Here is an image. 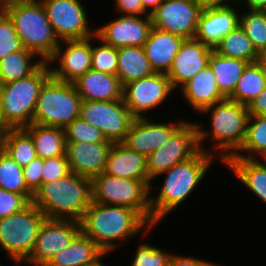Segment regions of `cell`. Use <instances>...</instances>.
<instances>
[{
	"instance_id": "74e56055",
	"label": "cell",
	"mask_w": 266,
	"mask_h": 266,
	"mask_svg": "<svg viewBox=\"0 0 266 266\" xmlns=\"http://www.w3.org/2000/svg\"><path fill=\"white\" fill-rule=\"evenodd\" d=\"M117 62H118V48L106 45L99 38H97L96 35L93 36L91 69L102 73H107L110 75H117V70H118Z\"/></svg>"
},
{
	"instance_id": "7402d4cb",
	"label": "cell",
	"mask_w": 266,
	"mask_h": 266,
	"mask_svg": "<svg viewBox=\"0 0 266 266\" xmlns=\"http://www.w3.org/2000/svg\"><path fill=\"white\" fill-rule=\"evenodd\" d=\"M179 91V95L186 101V105L192 108L194 114H199L203 109L227 99L220 92L215 74L209 65L199 71Z\"/></svg>"
},
{
	"instance_id": "8992f818",
	"label": "cell",
	"mask_w": 266,
	"mask_h": 266,
	"mask_svg": "<svg viewBox=\"0 0 266 266\" xmlns=\"http://www.w3.org/2000/svg\"><path fill=\"white\" fill-rule=\"evenodd\" d=\"M50 77V66L48 62H43L28 77L1 84L0 108L10 128H24L32 124L37 97Z\"/></svg>"
},
{
	"instance_id": "52a82bcc",
	"label": "cell",
	"mask_w": 266,
	"mask_h": 266,
	"mask_svg": "<svg viewBox=\"0 0 266 266\" xmlns=\"http://www.w3.org/2000/svg\"><path fill=\"white\" fill-rule=\"evenodd\" d=\"M82 99L73 83L52 76L43 84L34 107L32 123L65 128L80 117Z\"/></svg>"
},
{
	"instance_id": "d4e9b609",
	"label": "cell",
	"mask_w": 266,
	"mask_h": 266,
	"mask_svg": "<svg viewBox=\"0 0 266 266\" xmlns=\"http://www.w3.org/2000/svg\"><path fill=\"white\" fill-rule=\"evenodd\" d=\"M103 173L120 178L150 181L147 175L146 156L129 149L122 142L113 143Z\"/></svg>"
},
{
	"instance_id": "4fadbf2b",
	"label": "cell",
	"mask_w": 266,
	"mask_h": 266,
	"mask_svg": "<svg viewBox=\"0 0 266 266\" xmlns=\"http://www.w3.org/2000/svg\"><path fill=\"white\" fill-rule=\"evenodd\" d=\"M80 117L102 131L113 143L123 142L135 119L123 99L116 101H85L80 105Z\"/></svg>"
},
{
	"instance_id": "d6a6232c",
	"label": "cell",
	"mask_w": 266,
	"mask_h": 266,
	"mask_svg": "<svg viewBox=\"0 0 266 266\" xmlns=\"http://www.w3.org/2000/svg\"><path fill=\"white\" fill-rule=\"evenodd\" d=\"M213 50L221 56L239 58L249 63L255 62L258 55L251 40L240 25L223 37Z\"/></svg>"
},
{
	"instance_id": "ba28073f",
	"label": "cell",
	"mask_w": 266,
	"mask_h": 266,
	"mask_svg": "<svg viewBox=\"0 0 266 266\" xmlns=\"http://www.w3.org/2000/svg\"><path fill=\"white\" fill-rule=\"evenodd\" d=\"M151 184L101 173L91 179L92 202L131 208L151 225Z\"/></svg>"
},
{
	"instance_id": "1f68e13d",
	"label": "cell",
	"mask_w": 266,
	"mask_h": 266,
	"mask_svg": "<svg viewBox=\"0 0 266 266\" xmlns=\"http://www.w3.org/2000/svg\"><path fill=\"white\" fill-rule=\"evenodd\" d=\"M265 88L266 72L257 61L250 62L227 99L248 106Z\"/></svg>"
},
{
	"instance_id": "9c48e42d",
	"label": "cell",
	"mask_w": 266,
	"mask_h": 266,
	"mask_svg": "<svg viewBox=\"0 0 266 266\" xmlns=\"http://www.w3.org/2000/svg\"><path fill=\"white\" fill-rule=\"evenodd\" d=\"M45 219L32 202L21 211L0 219V249L6 252L7 260L24 262L31 255Z\"/></svg>"
},
{
	"instance_id": "7dc6e473",
	"label": "cell",
	"mask_w": 266,
	"mask_h": 266,
	"mask_svg": "<svg viewBox=\"0 0 266 266\" xmlns=\"http://www.w3.org/2000/svg\"><path fill=\"white\" fill-rule=\"evenodd\" d=\"M250 116H266V88L247 106Z\"/></svg>"
},
{
	"instance_id": "11a10c76",
	"label": "cell",
	"mask_w": 266,
	"mask_h": 266,
	"mask_svg": "<svg viewBox=\"0 0 266 266\" xmlns=\"http://www.w3.org/2000/svg\"><path fill=\"white\" fill-rule=\"evenodd\" d=\"M258 160H260L266 166V152L261 155Z\"/></svg>"
},
{
	"instance_id": "b9f144b4",
	"label": "cell",
	"mask_w": 266,
	"mask_h": 266,
	"mask_svg": "<svg viewBox=\"0 0 266 266\" xmlns=\"http://www.w3.org/2000/svg\"><path fill=\"white\" fill-rule=\"evenodd\" d=\"M70 173L66 154L43 160L42 183L55 181Z\"/></svg>"
},
{
	"instance_id": "603a6c76",
	"label": "cell",
	"mask_w": 266,
	"mask_h": 266,
	"mask_svg": "<svg viewBox=\"0 0 266 266\" xmlns=\"http://www.w3.org/2000/svg\"><path fill=\"white\" fill-rule=\"evenodd\" d=\"M85 101H116L123 99V86L117 75L90 69L73 82Z\"/></svg>"
},
{
	"instance_id": "681fc988",
	"label": "cell",
	"mask_w": 266,
	"mask_h": 266,
	"mask_svg": "<svg viewBox=\"0 0 266 266\" xmlns=\"http://www.w3.org/2000/svg\"><path fill=\"white\" fill-rule=\"evenodd\" d=\"M203 8L225 6L233 3L235 0H196Z\"/></svg>"
},
{
	"instance_id": "484cf974",
	"label": "cell",
	"mask_w": 266,
	"mask_h": 266,
	"mask_svg": "<svg viewBox=\"0 0 266 266\" xmlns=\"http://www.w3.org/2000/svg\"><path fill=\"white\" fill-rule=\"evenodd\" d=\"M107 255L109 253H105L80 231L71 243L57 253L45 266H89Z\"/></svg>"
},
{
	"instance_id": "816d5d0a",
	"label": "cell",
	"mask_w": 266,
	"mask_h": 266,
	"mask_svg": "<svg viewBox=\"0 0 266 266\" xmlns=\"http://www.w3.org/2000/svg\"><path fill=\"white\" fill-rule=\"evenodd\" d=\"M10 129L11 128L8 126V124L5 122L3 118L2 111L0 108V146L3 145L4 138L7 136V133Z\"/></svg>"
},
{
	"instance_id": "d590c367",
	"label": "cell",
	"mask_w": 266,
	"mask_h": 266,
	"mask_svg": "<svg viewBox=\"0 0 266 266\" xmlns=\"http://www.w3.org/2000/svg\"><path fill=\"white\" fill-rule=\"evenodd\" d=\"M0 188L22 194L32 202L34 194L26 186L23 167L3 149L0 150Z\"/></svg>"
},
{
	"instance_id": "2e32d148",
	"label": "cell",
	"mask_w": 266,
	"mask_h": 266,
	"mask_svg": "<svg viewBox=\"0 0 266 266\" xmlns=\"http://www.w3.org/2000/svg\"><path fill=\"white\" fill-rule=\"evenodd\" d=\"M91 56L92 37L60 41L54 55L47 61L51 76L63 82L73 83L91 69Z\"/></svg>"
},
{
	"instance_id": "4dcf8cb0",
	"label": "cell",
	"mask_w": 266,
	"mask_h": 266,
	"mask_svg": "<svg viewBox=\"0 0 266 266\" xmlns=\"http://www.w3.org/2000/svg\"><path fill=\"white\" fill-rule=\"evenodd\" d=\"M43 62L34 52L28 49L10 52L0 60V83L6 84L26 78Z\"/></svg>"
},
{
	"instance_id": "3957f363",
	"label": "cell",
	"mask_w": 266,
	"mask_h": 266,
	"mask_svg": "<svg viewBox=\"0 0 266 266\" xmlns=\"http://www.w3.org/2000/svg\"><path fill=\"white\" fill-rule=\"evenodd\" d=\"M200 115L209 116L210 126L206 129L202 123L195 122L199 149L218 157L222 165L244 142L250 116L247 106L225 99L203 109ZM207 140L210 149L205 146Z\"/></svg>"
},
{
	"instance_id": "83f0119b",
	"label": "cell",
	"mask_w": 266,
	"mask_h": 266,
	"mask_svg": "<svg viewBox=\"0 0 266 266\" xmlns=\"http://www.w3.org/2000/svg\"><path fill=\"white\" fill-rule=\"evenodd\" d=\"M24 129L31 135L37 157L43 160L66 154L64 129L32 123Z\"/></svg>"
},
{
	"instance_id": "5b68a950",
	"label": "cell",
	"mask_w": 266,
	"mask_h": 266,
	"mask_svg": "<svg viewBox=\"0 0 266 266\" xmlns=\"http://www.w3.org/2000/svg\"><path fill=\"white\" fill-rule=\"evenodd\" d=\"M1 10L10 18L25 49L47 62L60 41L40 0H3Z\"/></svg>"
},
{
	"instance_id": "ffe728a7",
	"label": "cell",
	"mask_w": 266,
	"mask_h": 266,
	"mask_svg": "<svg viewBox=\"0 0 266 266\" xmlns=\"http://www.w3.org/2000/svg\"><path fill=\"white\" fill-rule=\"evenodd\" d=\"M213 48L194 39H185L166 74L174 90H179L209 65Z\"/></svg>"
},
{
	"instance_id": "d6986e66",
	"label": "cell",
	"mask_w": 266,
	"mask_h": 266,
	"mask_svg": "<svg viewBox=\"0 0 266 266\" xmlns=\"http://www.w3.org/2000/svg\"><path fill=\"white\" fill-rule=\"evenodd\" d=\"M240 9L234 2L225 6L203 8L197 22L195 39L214 48L239 25Z\"/></svg>"
},
{
	"instance_id": "e575fe53",
	"label": "cell",
	"mask_w": 266,
	"mask_h": 266,
	"mask_svg": "<svg viewBox=\"0 0 266 266\" xmlns=\"http://www.w3.org/2000/svg\"><path fill=\"white\" fill-rule=\"evenodd\" d=\"M2 149L21 167L37 157L33 139L24 128H11L4 138Z\"/></svg>"
},
{
	"instance_id": "f546056e",
	"label": "cell",
	"mask_w": 266,
	"mask_h": 266,
	"mask_svg": "<svg viewBox=\"0 0 266 266\" xmlns=\"http://www.w3.org/2000/svg\"><path fill=\"white\" fill-rule=\"evenodd\" d=\"M249 62L239 58H228L214 50L209 58V66L215 74L220 92L228 98L236 87L239 78Z\"/></svg>"
},
{
	"instance_id": "44dd1931",
	"label": "cell",
	"mask_w": 266,
	"mask_h": 266,
	"mask_svg": "<svg viewBox=\"0 0 266 266\" xmlns=\"http://www.w3.org/2000/svg\"><path fill=\"white\" fill-rule=\"evenodd\" d=\"M113 143L66 142L70 172L92 179L104 172Z\"/></svg>"
},
{
	"instance_id": "f907efd6",
	"label": "cell",
	"mask_w": 266,
	"mask_h": 266,
	"mask_svg": "<svg viewBox=\"0 0 266 266\" xmlns=\"http://www.w3.org/2000/svg\"><path fill=\"white\" fill-rule=\"evenodd\" d=\"M164 0H141L144 10L150 15Z\"/></svg>"
},
{
	"instance_id": "7bdbcfd3",
	"label": "cell",
	"mask_w": 266,
	"mask_h": 266,
	"mask_svg": "<svg viewBox=\"0 0 266 266\" xmlns=\"http://www.w3.org/2000/svg\"><path fill=\"white\" fill-rule=\"evenodd\" d=\"M29 203L22 194L0 188V219L21 211Z\"/></svg>"
},
{
	"instance_id": "db71d44e",
	"label": "cell",
	"mask_w": 266,
	"mask_h": 266,
	"mask_svg": "<svg viewBox=\"0 0 266 266\" xmlns=\"http://www.w3.org/2000/svg\"><path fill=\"white\" fill-rule=\"evenodd\" d=\"M103 257L100 259V260H98L96 263H94V264H92V265H89V266H107L104 262L105 261H103Z\"/></svg>"
},
{
	"instance_id": "bcb514c9",
	"label": "cell",
	"mask_w": 266,
	"mask_h": 266,
	"mask_svg": "<svg viewBox=\"0 0 266 266\" xmlns=\"http://www.w3.org/2000/svg\"><path fill=\"white\" fill-rule=\"evenodd\" d=\"M169 266H222L218 262L205 260L202 258L172 253Z\"/></svg>"
},
{
	"instance_id": "60d3db41",
	"label": "cell",
	"mask_w": 266,
	"mask_h": 266,
	"mask_svg": "<svg viewBox=\"0 0 266 266\" xmlns=\"http://www.w3.org/2000/svg\"><path fill=\"white\" fill-rule=\"evenodd\" d=\"M10 18L0 9V60L10 52L24 50Z\"/></svg>"
},
{
	"instance_id": "e0dca14e",
	"label": "cell",
	"mask_w": 266,
	"mask_h": 266,
	"mask_svg": "<svg viewBox=\"0 0 266 266\" xmlns=\"http://www.w3.org/2000/svg\"><path fill=\"white\" fill-rule=\"evenodd\" d=\"M110 22L95 26V35L104 44L115 48L139 46L143 47L152 29L150 15L125 16L117 15Z\"/></svg>"
},
{
	"instance_id": "9a60e30c",
	"label": "cell",
	"mask_w": 266,
	"mask_h": 266,
	"mask_svg": "<svg viewBox=\"0 0 266 266\" xmlns=\"http://www.w3.org/2000/svg\"><path fill=\"white\" fill-rule=\"evenodd\" d=\"M202 9L196 0H164L150 14L152 27L194 39Z\"/></svg>"
},
{
	"instance_id": "f5cc1de1",
	"label": "cell",
	"mask_w": 266,
	"mask_h": 266,
	"mask_svg": "<svg viewBox=\"0 0 266 266\" xmlns=\"http://www.w3.org/2000/svg\"><path fill=\"white\" fill-rule=\"evenodd\" d=\"M266 72V46L258 52L256 60Z\"/></svg>"
},
{
	"instance_id": "277c9868",
	"label": "cell",
	"mask_w": 266,
	"mask_h": 266,
	"mask_svg": "<svg viewBox=\"0 0 266 266\" xmlns=\"http://www.w3.org/2000/svg\"><path fill=\"white\" fill-rule=\"evenodd\" d=\"M92 202L91 179L70 172L65 177L42 183L32 203L46 218L79 221Z\"/></svg>"
},
{
	"instance_id": "c3c4849f",
	"label": "cell",
	"mask_w": 266,
	"mask_h": 266,
	"mask_svg": "<svg viewBox=\"0 0 266 266\" xmlns=\"http://www.w3.org/2000/svg\"><path fill=\"white\" fill-rule=\"evenodd\" d=\"M234 3L244 9L248 10H259L263 5L266 4V0H235ZM245 3V4H244Z\"/></svg>"
},
{
	"instance_id": "ee69618b",
	"label": "cell",
	"mask_w": 266,
	"mask_h": 266,
	"mask_svg": "<svg viewBox=\"0 0 266 266\" xmlns=\"http://www.w3.org/2000/svg\"><path fill=\"white\" fill-rule=\"evenodd\" d=\"M43 159L36 157L28 165L23 167V175L26 186L34 194L42 184Z\"/></svg>"
},
{
	"instance_id": "f35d334b",
	"label": "cell",
	"mask_w": 266,
	"mask_h": 266,
	"mask_svg": "<svg viewBox=\"0 0 266 266\" xmlns=\"http://www.w3.org/2000/svg\"><path fill=\"white\" fill-rule=\"evenodd\" d=\"M66 142L113 143L108 141L101 130L86 122L81 117L76 118L64 128Z\"/></svg>"
},
{
	"instance_id": "7a4b0ae2",
	"label": "cell",
	"mask_w": 266,
	"mask_h": 266,
	"mask_svg": "<svg viewBox=\"0 0 266 266\" xmlns=\"http://www.w3.org/2000/svg\"><path fill=\"white\" fill-rule=\"evenodd\" d=\"M218 160L214 155L199 150L190 159L178 163L159 174L163 184L150 185L151 226L158 225L168 214H171L179 205H183L193 192H196L202 180H205L207 171ZM164 175V176H163ZM158 190L152 192L153 190Z\"/></svg>"
},
{
	"instance_id": "f6af8a7d",
	"label": "cell",
	"mask_w": 266,
	"mask_h": 266,
	"mask_svg": "<svg viewBox=\"0 0 266 266\" xmlns=\"http://www.w3.org/2000/svg\"><path fill=\"white\" fill-rule=\"evenodd\" d=\"M115 13L125 16L149 15L143 8L141 0H114Z\"/></svg>"
},
{
	"instance_id": "30bf717a",
	"label": "cell",
	"mask_w": 266,
	"mask_h": 266,
	"mask_svg": "<svg viewBox=\"0 0 266 266\" xmlns=\"http://www.w3.org/2000/svg\"><path fill=\"white\" fill-rule=\"evenodd\" d=\"M59 41L82 40L95 36L89 13L81 0H40Z\"/></svg>"
},
{
	"instance_id": "cb8c5ba5",
	"label": "cell",
	"mask_w": 266,
	"mask_h": 266,
	"mask_svg": "<svg viewBox=\"0 0 266 266\" xmlns=\"http://www.w3.org/2000/svg\"><path fill=\"white\" fill-rule=\"evenodd\" d=\"M184 40L178 35L152 27L143 49L154 72H169Z\"/></svg>"
},
{
	"instance_id": "8fae6325",
	"label": "cell",
	"mask_w": 266,
	"mask_h": 266,
	"mask_svg": "<svg viewBox=\"0 0 266 266\" xmlns=\"http://www.w3.org/2000/svg\"><path fill=\"white\" fill-rule=\"evenodd\" d=\"M199 150L197 125L187 120L168 141L146 157L149 180L154 184L159 174L190 159Z\"/></svg>"
},
{
	"instance_id": "4316f807",
	"label": "cell",
	"mask_w": 266,
	"mask_h": 266,
	"mask_svg": "<svg viewBox=\"0 0 266 266\" xmlns=\"http://www.w3.org/2000/svg\"><path fill=\"white\" fill-rule=\"evenodd\" d=\"M222 165L266 206V166L260 160L228 158Z\"/></svg>"
},
{
	"instance_id": "9f6ffc18",
	"label": "cell",
	"mask_w": 266,
	"mask_h": 266,
	"mask_svg": "<svg viewBox=\"0 0 266 266\" xmlns=\"http://www.w3.org/2000/svg\"><path fill=\"white\" fill-rule=\"evenodd\" d=\"M259 10L266 17V4L263 5Z\"/></svg>"
},
{
	"instance_id": "836d02e7",
	"label": "cell",
	"mask_w": 266,
	"mask_h": 266,
	"mask_svg": "<svg viewBox=\"0 0 266 266\" xmlns=\"http://www.w3.org/2000/svg\"><path fill=\"white\" fill-rule=\"evenodd\" d=\"M266 152V116H249L244 142L229 158L258 159Z\"/></svg>"
},
{
	"instance_id": "8d00e7d4",
	"label": "cell",
	"mask_w": 266,
	"mask_h": 266,
	"mask_svg": "<svg viewBox=\"0 0 266 266\" xmlns=\"http://www.w3.org/2000/svg\"><path fill=\"white\" fill-rule=\"evenodd\" d=\"M239 25L244 29L257 52L266 46V17L260 10L240 9Z\"/></svg>"
},
{
	"instance_id": "ac0fdd59",
	"label": "cell",
	"mask_w": 266,
	"mask_h": 266,
	"mask_svg": "<svg viewBox=\"0 0 266 266\" xmlns=\"http://www.w3.org/2000/svg\"><path fill=\"white\" fill-rule=\"evenodd\" d=\"M187 120L178 118L176 122L160 123L149 117L135 118L122 143L147 157L168 141Z\"/></svg>"
},
{
	"instance_id": "6da1fadb",
	"label": "cell",
	"mask_w": 266,
	"mask_h": 266,
	"mask_svg": "<svg viewBox=\"0 0 266 266\" xmlns=\"http://www.w3.org/2000/svg\"><path fill=\"white\" fill-rule=\"evenodd\" d=\"M79 224L80 231L109 254L126 246L127 240L136 239L142 232L144 237L157 227L151 226L136 210L95 202H91Z\"/></svg>"
},
{
	"instance_id": "ab89813d",
	"label": "cell",
	"mask_w": 266,
	"mask_h": 266,
	"mask_svg": "<svg viewBox=\"0 0 266 266\" xmlns=\"http://www.w3.org/2000/svg\"><path fill=\"white\" fill-rule=\"evenodd\" d=\"M173 252H167L149 242L138 245L129 266H169Z\"/></svg>"
},
{
	"instance_id": "7c38bea8",
	"label": "cell",
	"mask_w": 266,
	"mask_h": 266,
	"mask_svg": "<svg viewBox=\"0 0 266 266\" xmlns=\"http://www.w3.org/2000/svg\"><path fill=\"white\" fill-rule=\"evenodd\" d=\"M175 92L166 74L154 72L125 84L123 101L134 118H146L149 117L146 112L162 107Z\"/></svg>"
},
{
	"instance_id": "f1b7e54d",
	"label": "cell",
	"mask_w": 266,
	"mask_h": 266,
	"mask_svg": "<svg viewBox=\"0 0 266 266\" xmlns=\"http://www.w3.org/2000/svg\"><path fill=\"white\" fill-rule=\"evenodd\" d=\"M117 77L122 86L154 73L143 47L128 46L118 48Z\"/></svg>"
},
{
	"instance_id": "5bb4252c",
	"label": "cell",
	"mask_w": 266,
	"mask_h": 266,
	"mask_svg": "<svg viewBox=\"0 0 266 266\" xmlns=\"http://www.w3.org/2000/svg\"><path fill=\"white\" fill-rule=\"evenodd\" d=\"M79 232L80 224L77 220L46 218L37 235L31 255L24 262H12V264L45 266L57 253L64 250Z\"/></svg>"
}]
</instances>
